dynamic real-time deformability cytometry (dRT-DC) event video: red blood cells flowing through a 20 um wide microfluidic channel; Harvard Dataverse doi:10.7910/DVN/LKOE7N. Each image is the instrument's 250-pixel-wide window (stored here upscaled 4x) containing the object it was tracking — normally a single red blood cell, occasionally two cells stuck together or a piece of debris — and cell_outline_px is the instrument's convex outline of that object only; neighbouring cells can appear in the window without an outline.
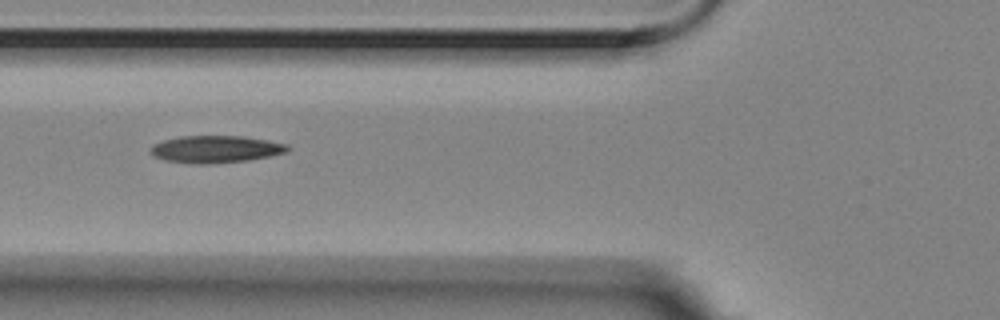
{"species": "Egyptian fruit bat (a non-hibernating species)", "species_latin": "Rousettus aegyptiacus", "temperature_condition": "room temperature", "stored_images_in_passage": 12, "camera_frame_rate_fps": 3000, "um_per_image_px": 0.085, "animal": {"sex": "female"}, "frame": {"image": 1, "passage_image": 3, "time_ms": 0.667, "image_size_px": [1000, 320], "cell_outline_px": [[292, 148], [288, 152], [248, 160], [208, 164], [196, 164], [164, 160], [152, 156], [148, 152], [148, 148], [152, 144], [164, 140], [180, 136], [244, 136], [268, 140], [288, 144]], "centroid_in_image_um": [18.3, 12.68], "position_along_channel_um": 107.5, "area_um2": 22.02}}
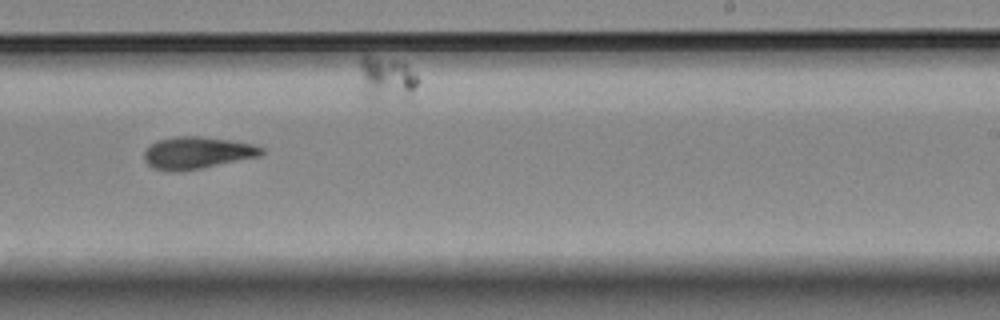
{"frame": {"image": 2, "passage_image": 7, "time_ms": 2.0, "image_size_px": [1000, 320], "cell_outline_px": [[264, 152], [260, 156], [200, 168], [176, 172], [172, 172], [152, 168], [144, 160], [144, 152], [156, 140], [176, 136], [200, 136], [228, 140], [252, 144], [264, 148]], "centroid_in_image_um": [16.73, 12.99], "position_along_channel_um": 272.3, "area_um2": 21.79}}
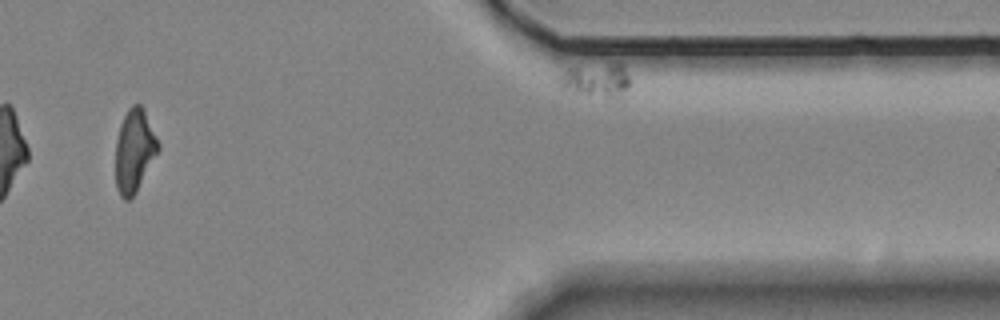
{"frame": {"image": 3, "passage_image": 11, "time_ms": 3.333, "image_size_px": [1000, 320], "cell_outline_px": [[160, 148], [136, 192], [128, 200], [124, 200], [120, 196], [116, 188], [116, 140], [120, 124], [128, 108], [132, 104], [140, 104], [144, 108], [160, 144]], "centroid_in_image_um": [11.42, 12.79], "position_along_channel_um": 400.0, "area_um2": 20.63}}